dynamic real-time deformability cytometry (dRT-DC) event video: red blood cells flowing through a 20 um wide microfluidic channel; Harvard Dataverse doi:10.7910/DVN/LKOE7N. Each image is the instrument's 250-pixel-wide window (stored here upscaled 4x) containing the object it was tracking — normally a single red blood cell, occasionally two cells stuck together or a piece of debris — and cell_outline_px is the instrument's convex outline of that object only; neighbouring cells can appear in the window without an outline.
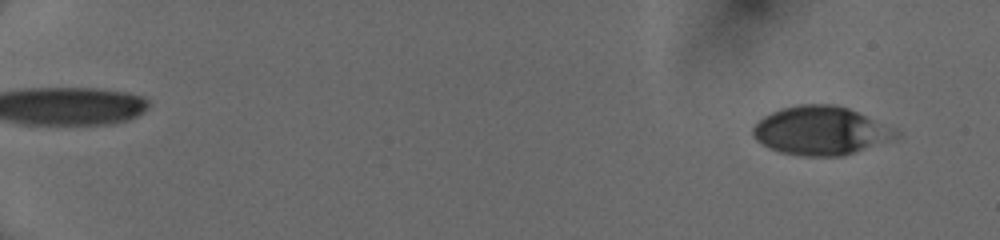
{"species": "human", "species_latin": "Homo sapiens", "temperature_condition": "cold", "stored_images_in_passage": 53, "camera_frame_rate_fps": 3000, "um_per_image_px": 0.085, "donor": {"sex": "female"}, "frame": {"image": 1, "passage_image": 4, "time_ms": 1.0, "image_size_px": [1000, 240], "cell_outline_px": [[872, 140], [868, 144], [844, 156], [804, 156], [780, 152], [756, 140], [752, 136], [752, 128], [756, 120], [780, 108], [796, 104], [832, 104], [848, 108], [872, 120]], "centroid_in_image_um": [69.19, 11.07], "position_along_channel_um": 15.8, "area_um2": 36.53}}
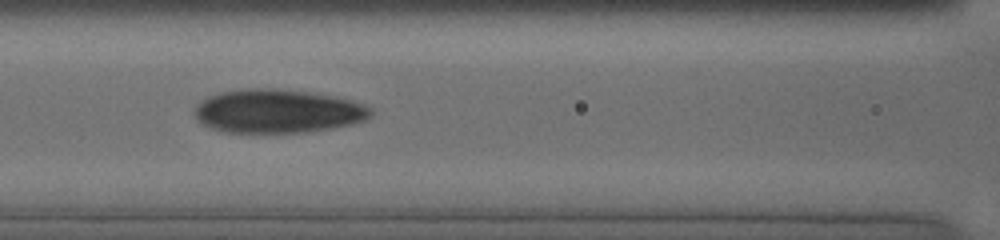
{"frame": {"image": 2, "passage_image": 27, "time_ms": 8.667, "image_size_px": [1000, 240], "cell_outline_px": [[372, 116], [364, 120], [352, 124], [332, 128], [308, 132], [224, 132], [212, 128], [196, 120], [192, 112], [196, 104], [208, 96], [220, 92], [248, 88], [276, 88], [312, 92], [336, 96], [352, 100], [364, 104], [372, 108]], "centroid_in_image_um": [23.6, 9.44], "position_along_channel_um": 143.0, "area_um2": 45.26}}
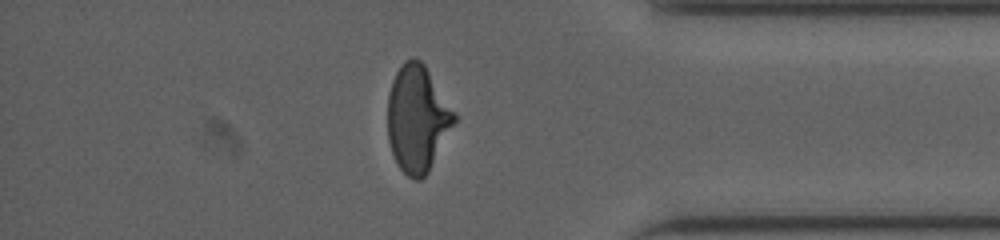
{"frame": {"image": 3, "passage_image": 47, "time_ms": 15.333, "image_size_px": [1000, 240], "cell_outline_px": [[460, 116], [428, 172], [420, 180], [416, 180], [408, 176], [400, 168], [392, 152], [388, 140], [388, 92], [392, 80], [396, 72], [404, 60], [412, 56], [420, 60], [424, 64]], "centroid_in_image_um": [35.52, 10.05], "position_along_channel_um": 399.7, "area_um2": 41.96}, "authors_computed_cell_mechanics": {"area_um2": 41.327, "velocity_mm_per_s": 4.0779, "shape_relaxation_time_tau1_ms": 6.3525, "shape_relaxation_time_tau2_ms": 1.6619, "deformation_change_tau1": 0.2107, "deformation_change_tau2": 0.0836}}